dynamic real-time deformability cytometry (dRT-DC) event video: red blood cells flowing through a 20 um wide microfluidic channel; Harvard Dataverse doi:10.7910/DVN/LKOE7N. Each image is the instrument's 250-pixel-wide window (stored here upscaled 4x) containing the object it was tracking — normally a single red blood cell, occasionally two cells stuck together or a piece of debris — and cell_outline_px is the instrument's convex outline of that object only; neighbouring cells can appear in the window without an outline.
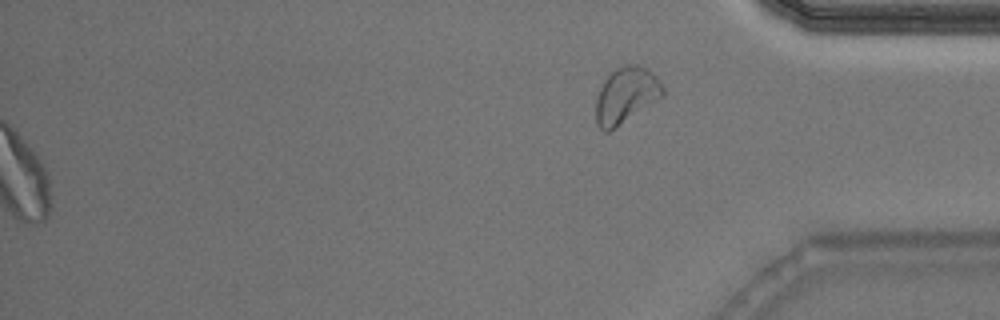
{"species": "Egyptian fruit bat (a non-hibernating species)", "species_latin": "Rousettus aegyptiacus", "temperature_condition": "warm", "stored_images_in_passage": 42, "segment_of_instrument_passage": [2, 2], "camera_frame_rate_fps": 3000, "um_per_image_px": 0.085, "animal": {"sex": "male"}, "frame": {"image": 1, "passage_image": 42, "time_ms": 13.667, "image_size_px": [1000, 320], "cell_outline_px": [[664, 96], [608, 132], [604, 132], [596, 124], [596, 96], [604, 80], [616, 68], [624, 64], [636, 64], [648, 68], [656, 76], [664, 88]], "centroid_in_image_um": [53.21, 8.08], "position_along_channel_um": 382.0, "area_um2": 21.85}}